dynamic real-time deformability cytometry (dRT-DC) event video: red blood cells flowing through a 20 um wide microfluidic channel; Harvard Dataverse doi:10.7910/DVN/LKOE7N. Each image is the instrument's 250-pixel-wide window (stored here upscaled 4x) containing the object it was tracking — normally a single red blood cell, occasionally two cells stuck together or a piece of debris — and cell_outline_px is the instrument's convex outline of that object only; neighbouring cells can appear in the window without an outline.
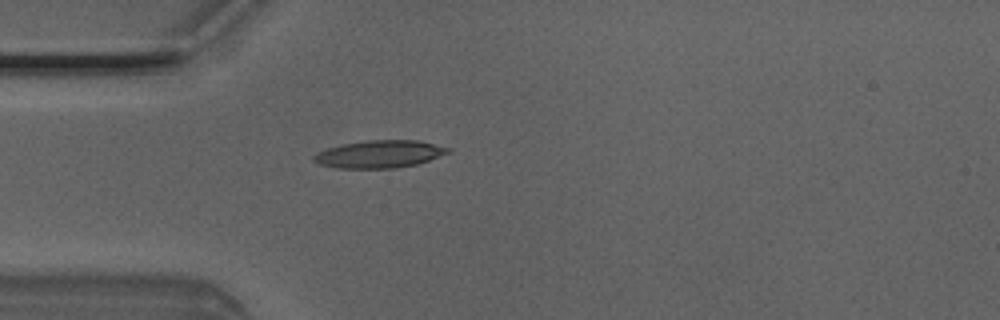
{"species": "Egyptian fruit bat (a non-hibernating species)", "species_latin": "Rousettus aegyptiacus", "temperature_condition": "room temperature", "stored_images_in_passage": 3, "camera_frame_rate_fps": 3000, "um_per_image_px": 0.085, "animal": {"sex": "male"}, "frame": {"image": 1, "passage_image": 3, "time_ms": 0.667, "image_size_px": [1000, 320], "cell_outline_px": [[452, 152], [416, 164], [396, 168], [340, 168], [320, 164], [312, 160], [312, 156], [328, 148], [344, 144], [368, 140], [420, 140], [452, 148]], "centroid_in_image_um": [32.32, 13.09], "position_along_channel_um": 52.7, "area_um2": 21.44}}